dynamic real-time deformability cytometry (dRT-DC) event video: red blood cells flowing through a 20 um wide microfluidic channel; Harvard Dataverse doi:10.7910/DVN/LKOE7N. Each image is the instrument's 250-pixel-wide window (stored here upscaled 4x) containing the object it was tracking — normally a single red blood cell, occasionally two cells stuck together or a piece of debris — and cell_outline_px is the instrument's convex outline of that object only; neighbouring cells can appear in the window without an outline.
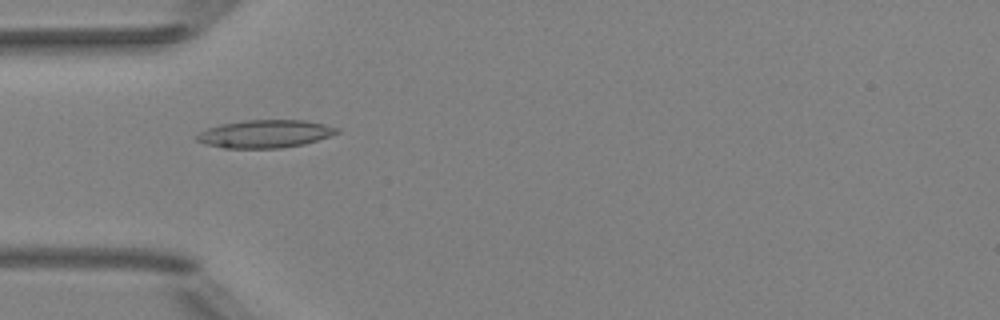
{"species": "Egyptian fruit bat (a non-hibernating species)", "species_latin": "Rousettus aegyptiacus", "temperature_condition": "room temperature", "stored_images_in_passage": 7, "camera_frame_rate_fps": 3000, "um_per_image_px": 0.085, "animal": {"sex": "female"}, "frame": {"image": 1, "passage_image": 5, "time_ms": 1.333, "image_size_px": [1000, 320], "cell_outline_px": [[340, 132], [304, 144], [280, 148], [224, 148], [208, 144], [196, 140], [192, 136], [208, 128], [220, 124], [244, 120], [304, 120], [324, 124], [340, 128]], "centroid_in_image_um": [22.51, 11.37], "position_along_channel_um": 62.5, "area_um2": 22.72}}
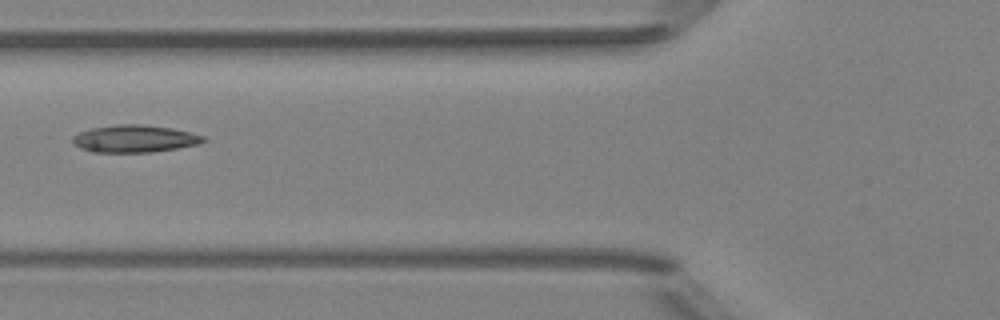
{"frame": {"image": 2, "passage_image": 6, "time_ms": 1.667, "image_size_px": [1000, 320], "cell_outline_px": [[208, 140], [200, 144], [152, 152], [92, 152], [80, 148], [72, 144], [72, 136], [80, 132], [92, 128], [120, 124], [140, 124], [172, 128], [192, 132], [204, 136]], "centroid_in_image_um": [11.46, 11.79], "position_along_channel_um": 114.3, "area_um2": 20.92}}
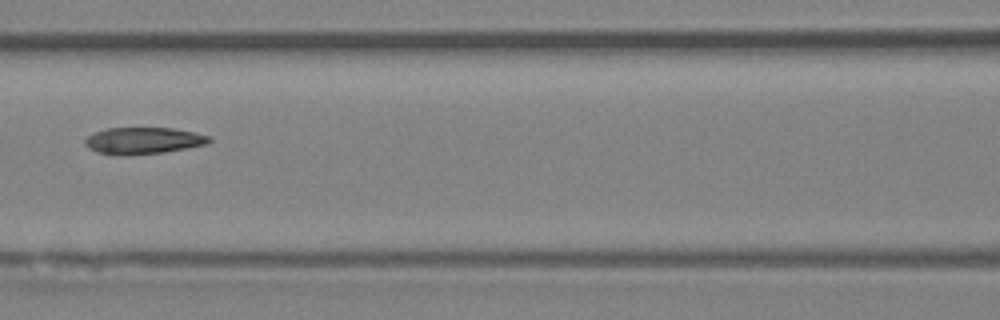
{"frame": {"image": 3, "passage_image": 7, "time_ms": 2.0, "image_size_px": [1000, 320], "cell_outline_px": [[212, 140], [208, 144], [164, 152], [128, 156], [112, 156], [96, 152], [88, 148], [84, 144], [84, 140], [92, 132], [108, 128], [172, 128], [196, 132], [212, 136]], "centroid_in_image_um": [12.16, 11.97], "position_along_channel_um": 154.4, "area_um2": 19.83}}